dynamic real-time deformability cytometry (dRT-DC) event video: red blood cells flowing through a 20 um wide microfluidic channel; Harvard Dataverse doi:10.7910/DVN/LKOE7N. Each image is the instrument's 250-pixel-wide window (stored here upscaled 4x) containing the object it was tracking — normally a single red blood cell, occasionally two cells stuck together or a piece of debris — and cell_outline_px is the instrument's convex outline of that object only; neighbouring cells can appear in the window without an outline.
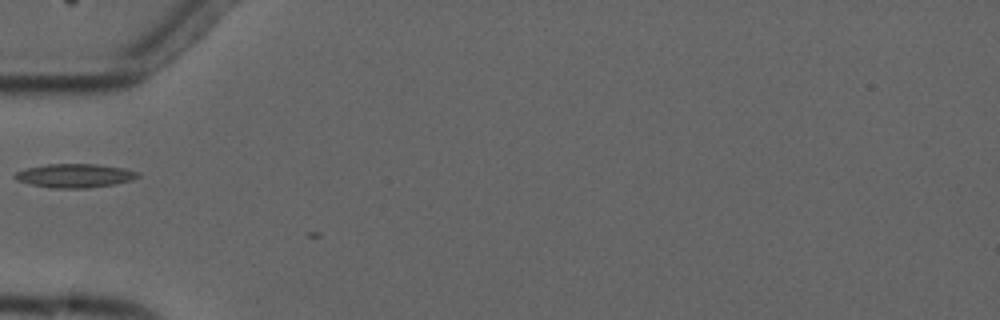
{"species": "common noctule bat (a hibernating species)", "species_latin": "Nyctalus noctula", "temperature_condition": "cold", "stored_images_in_passage": 3, "camera_frame_rate_fps": 3000, "um_per_image_px": 0.085, "animal": {"sex": "male", "forearm_length_mm": 52.5}, "frame": {"image": 1, "passage_image": 3, "time_ms": 2.0, "image_size_px": [1000, 320], "cell_outline_px": [[140, 176], [132, 180], [116, 184], [88, 188], [48, 188], [16, 180], [12, 176], [16, 172], [24, 168], [48, 164], [96, 164], [124, 168], [140, 172]], "centroid_in_image_um": [6.36, 14.93], "position_along_channel_um": 78.6, "area_um2": 17.22}}